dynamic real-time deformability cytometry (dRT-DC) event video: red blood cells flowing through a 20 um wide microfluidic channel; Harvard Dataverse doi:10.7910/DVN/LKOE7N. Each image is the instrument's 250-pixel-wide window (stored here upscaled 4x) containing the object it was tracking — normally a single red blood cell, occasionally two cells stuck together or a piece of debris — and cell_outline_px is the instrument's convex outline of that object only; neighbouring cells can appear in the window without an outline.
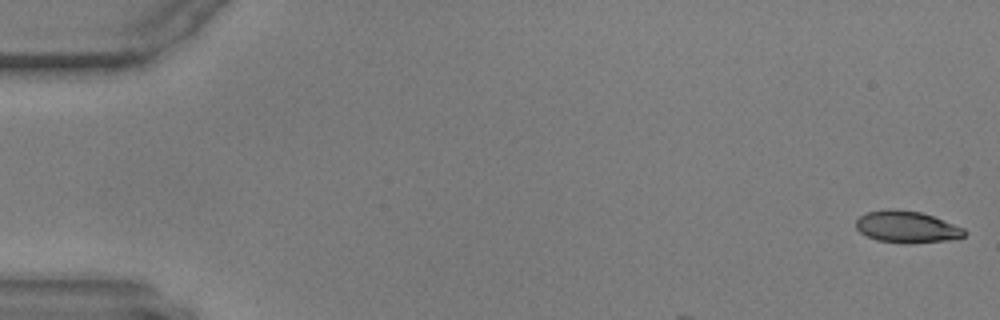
{"species": "common noctule bat (a hibernating species)", "species_latin": "Nyctalus noctula", "temperature_condition": "warm", "stored_images_in_passage": 5, "camera_frame_rate_fps": 3000, "um_per_image_px": 0.085, "animal": {"sex": "male", "body_mass_g": 17.9, "forearm_length_mm": 54.2}, "frame": {"image": 1, "passage_image": 1, "time_ms": 0.0, "image_size_px": [1000, 320], "cell_outline_px": [[968, 232], [964, 236], [948, 240], [876, 240], [860, 232], [856, 228], [856, 220], [860, 216], [868, 212], [888, 208], [896, 208], [920, 212], [932, 216], [964, 228]], "centroid_in_image_um": [77.05, 19.22], "position_along_channel_um": 8.0, "area_um2": 19.07}}